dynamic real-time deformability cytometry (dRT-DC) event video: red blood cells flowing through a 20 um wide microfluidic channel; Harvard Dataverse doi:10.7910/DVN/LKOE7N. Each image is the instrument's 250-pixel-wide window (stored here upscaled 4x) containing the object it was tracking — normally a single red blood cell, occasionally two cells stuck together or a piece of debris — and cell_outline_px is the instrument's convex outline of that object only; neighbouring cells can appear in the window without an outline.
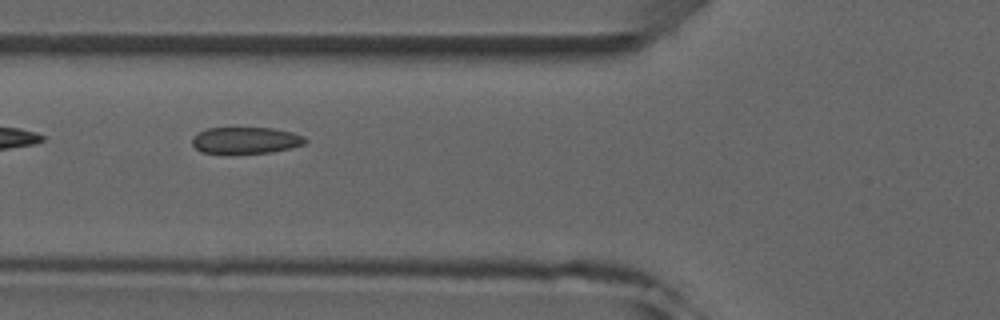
{"species": "common noctule bat (a hibernating species)", "species_latin": "Nyctalus noctula", "temperature_condition": "room temperature", "stored_images_in_passage": 5, "camera_frame_rate_fps": 3000, "um_per_image_px": 0.085, "animal": {"sex": "male", "forearm_length_mm": 52.5}, "frame": {"image": 1, "passage_image": 5, "time_ms": 5.333, "image_size_px": [1000, 320], "cell_outline_px": [[308, 140], [304, 144], [292, 148], [272, 152], [200, 152], [192, 144], [192, 136], [196, 132], [208, 128], [272, 128], [292, 132], [304, 136]], "centroid_in_image_um": [20.9, 11.91], "position_along_channel_um": 104.9, "area_um2": 17.34}}